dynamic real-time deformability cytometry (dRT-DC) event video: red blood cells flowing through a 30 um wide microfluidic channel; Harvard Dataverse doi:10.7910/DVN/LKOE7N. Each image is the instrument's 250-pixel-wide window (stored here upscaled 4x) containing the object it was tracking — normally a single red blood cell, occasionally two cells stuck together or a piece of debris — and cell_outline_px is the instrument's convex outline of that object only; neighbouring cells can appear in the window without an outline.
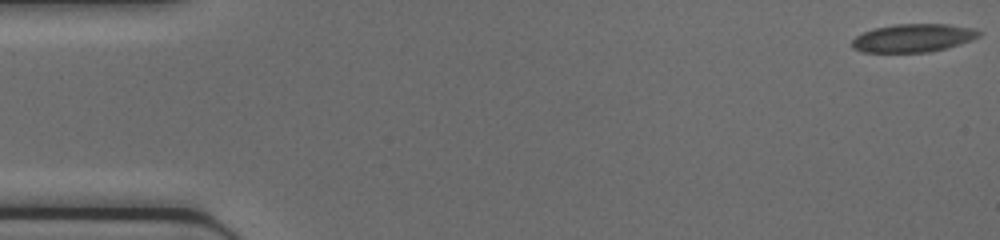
{"species": "common noctule bat (a hibernating species)", "species_latin": "Nyctalus noctula", "temperature_condition": "cold", "stored_images_in_passage": 46, "camera_frame_rate_fps": 3000, "um_per_image_px": 0.085, "animal": {"sex": "female", "body_mass_g": 17.0, "forearm_length_mm": 48.0}, "frame": {"image": 1, "passage_image": 1, "time_ms": 0.0, "image_size_px": [1000, 240], "cell_outline_px": [[980, 36], [972, 40], [944, 48], [928, 52], [864, 52], [852, 48], [852, 40], [856, 36], [864, 32], [876, 28], [896, 24], [948, 24], [972, 28], [980, 32]], "centroid_in_image_um": [77.61, 3.23], "position_along_channel_um": 7.4, "area_um2": 20.58}}
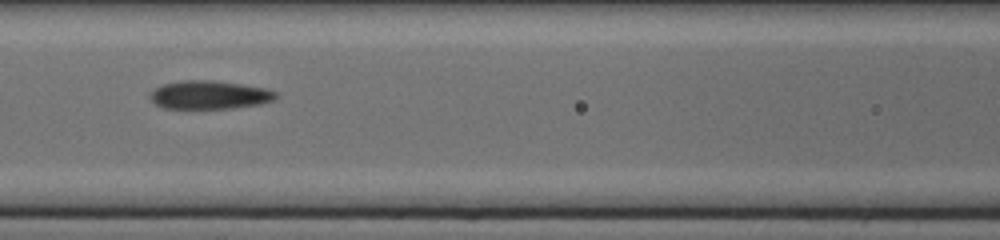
{"frame": {"image": 2, "passage_image": 20, "time_ms": 6.333, "image_size_px": [1000, 240], "cell_outline_px": [[276, 96], [272, 100], [260, 104], [232, 108], [164, 108], [156, 104], [152, 100], [152, 92], [156, 88], [164, 84], [184, 80], [212, 80], [240, 84], [264, 88], [276, 92]], "centroid_in_image_um": [17.81, 8.06], "position_along_channel_um": 148.8, "area_um2": 20.35}}
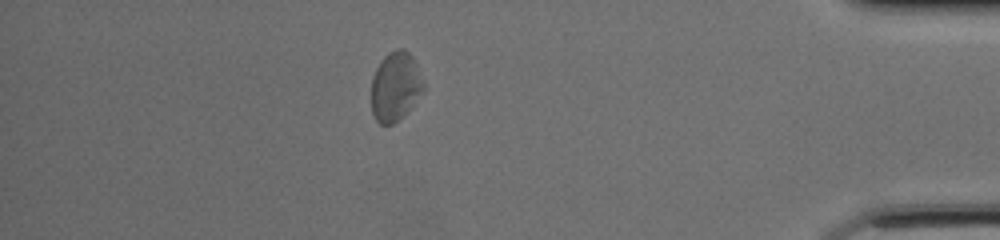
{"frame": {"image": 3, "passage_image": 40, "time_ms": 13.0, "image_size_px": [1000, 240], "cell_outline_px": [[424, 88], [408, 108], [392, 124], [380, 124], [376, 120], [372, 112], [372, 76], [380, 60], [388, 52], [396, 48], [404, 48], [412, 56], [416, 64], [424, 84]], "centroid_in_image_um": [33.57, 7.29], "position_along_channel_um": 401.6, "area_um2": 20.52}}